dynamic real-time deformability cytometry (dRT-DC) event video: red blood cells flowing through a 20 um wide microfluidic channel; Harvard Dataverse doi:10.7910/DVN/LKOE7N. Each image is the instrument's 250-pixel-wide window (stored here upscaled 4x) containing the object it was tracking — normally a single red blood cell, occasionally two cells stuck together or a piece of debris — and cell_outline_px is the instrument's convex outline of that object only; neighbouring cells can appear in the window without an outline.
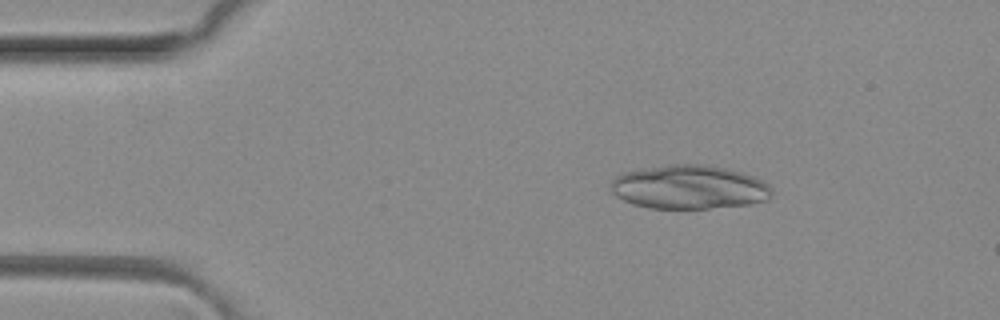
{"species": "common noctule bat (a hibernating species)", "species_latin": "Nyctalus noctula", "temperature_condition": "room temperature", "stored_images_in_passage": 4, "camera_frame_rate_fps": 3000, "um_per_image_px": 0.085, "animal": {"sex": "female", "body_mass_g": 29.2, "forearm_length_mm": 56.3}, "frame": {"image": 1, "passage_image": 2, "time_ms": 0.333, "image_size_px": [1000, 320], "cell_outline_px": [[772, 192], [768, 200], [752, 204], [708, 208], [652, 208], [632, 204], [616, 196], [612, 192], [612, 180], [616, 176], [624, 172], [644, 168], [672, 164], [708, 164], [740, 172], [752, 176], [768, 184], [772, 188]], "centroid_in_image_um": [58.59, 15.9], "position_along_channel_um": 26.4, "area_um2": 41.04}}